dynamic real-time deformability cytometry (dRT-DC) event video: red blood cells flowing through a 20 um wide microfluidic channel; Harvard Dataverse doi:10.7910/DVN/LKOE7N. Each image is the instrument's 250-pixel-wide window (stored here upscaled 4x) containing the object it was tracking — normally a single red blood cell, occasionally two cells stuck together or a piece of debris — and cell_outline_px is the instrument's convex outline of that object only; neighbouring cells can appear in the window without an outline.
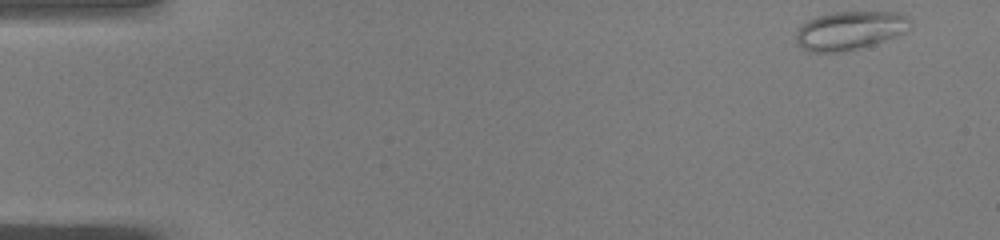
{"species": "common noctule bat (a hibernating species)", "species_latin": "Nyctalus noctula", "temperature_condition": "warm", "stored_images_in_passage": 48, "camera_frame_rate_fps": 3000, "um_per_image_px": 0.085, "animal": {"sex": "male", "body_mass_g": 19.0, "forearm_length_mm": 50.8}, "frame": {"image": 1, "passage_image": 1, "time_ms": 0.0, "image_size_px": [1000, 240], "cell_outline_px": [[912, 28], [896, 36], [872, 44], [840, 52], [812, 52], [796, 44], [796, 32], [808, 20], [816, 16], [836, 12], [900, 12], [908, 16], [912, 20]], "centroid_in_image_um": [72.28, 2.57], "position_along_channel_um": 12.7, "area_um2": 25.61}}
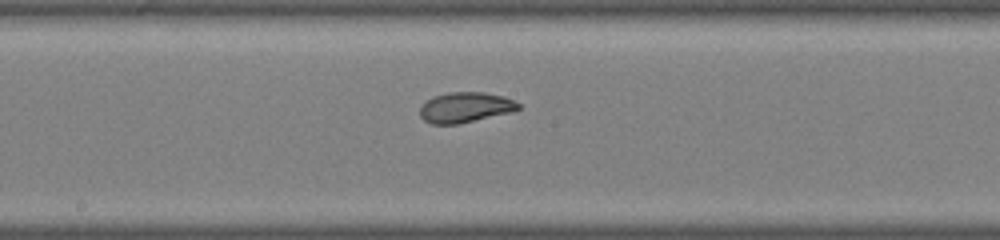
{"frame": {"image": 2, "passage_image": 25, "time_ms": 8.0, "image_size_px": [1000, 240], "cell_outline_px": [[520, 108], [508, 112], [456, 124], [432, 124], [424, 120], [420, 116], [420, 108], [432, 96], [448, 92], [484, 92], [504, 96], [520, 104]], "centroid_in_image_um": [39.51, 9.11], "position_along_channel_um": 208.7, "area_um2": 17.05}}
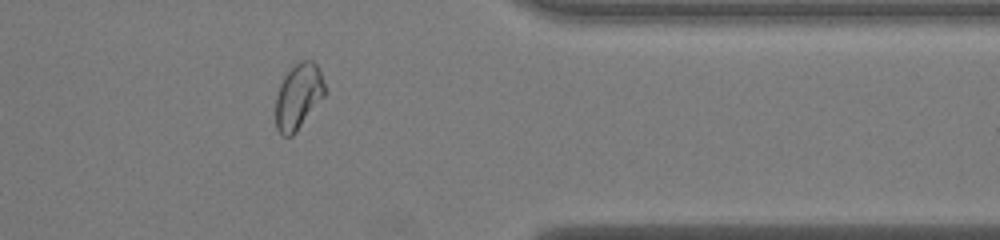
{"frame": {"image": 3, "passage_image": 39, "time_ms": 12.667, "image_size_px": [1000, 240], "cell_outline_px": [[328, 92], [296, 132], [292, 136], [284, 136], [276, 128], [276, 96], [280, 84], [284, 76], [300, 60], [312, 60], [316, 64], [320, 72]], "centroid_in_image_um": [25.38, 8.2], "position_along_channel_um": 386.0, "area_um2": 18.79}, "authors_computed_cell_mechanics": {"area_um2": 19.7676, "velocity_mm_per_s": 4.0561, "shape_relaxation_time_tau1_ms": 11.2542, "shape_relaxation_time_tau2_ms": 1.064, "deformation_change_tau1": 0.2375, "deformation_change_tau2": 0.0669}}